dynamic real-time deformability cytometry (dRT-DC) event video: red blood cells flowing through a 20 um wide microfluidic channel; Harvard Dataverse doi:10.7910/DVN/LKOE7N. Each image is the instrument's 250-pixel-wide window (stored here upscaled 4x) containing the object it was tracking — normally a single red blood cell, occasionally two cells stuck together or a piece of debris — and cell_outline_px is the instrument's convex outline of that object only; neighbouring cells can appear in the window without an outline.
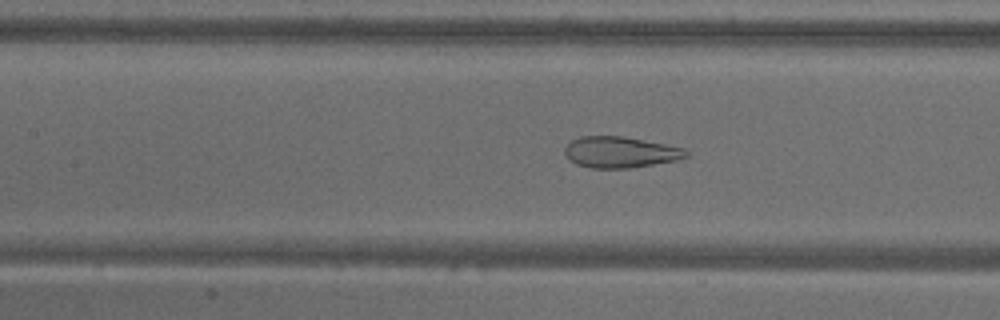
{"species": "common noctule bat (a hibernating species)", "species_latin": "Nyctalus noctula", "temperature_condition": "warm", "stored_images_in_passage": 53, "camera_frame_rate_fps": 3000, "um_per_image_px": 0.085, "animal": {"sex": "male", "body_mass_g": 18.8}, "frame": {"image": 1, "passage_image": 24, "time_ms": 7.667, "image_size_px": [1000, 320], "cell_outline_px": [[688, 156], [676, 160], [628, 168], [592, 168], [576, 164], [564, 152], [564, 148], [572, 140], [580, 136], [620, 136], [664, 144], [684, 148], [688, 152]], "centroid_in_image_um": [52.71, 12.93], "position_along_channel_um": 154.7, "area_um2": 21.62}}
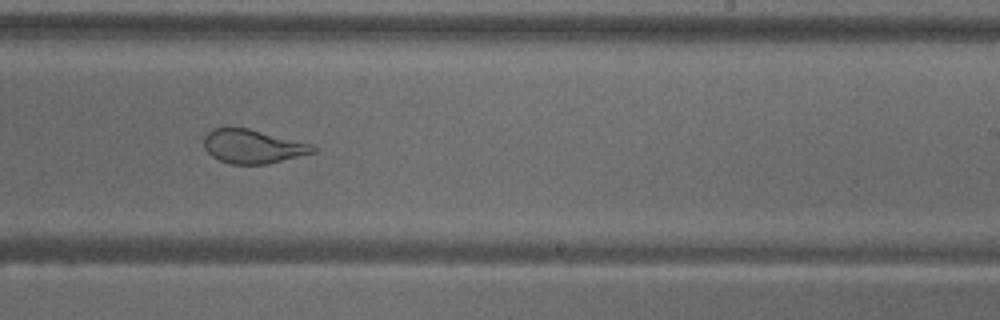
{"frame": {"image": 2, "passage_image": 33, "time_ms": 10.667, "image_size_px": [1000, 320], "cell_outline_px": [[316, 152], [268, 164], [228, 164], [212, 156], [204, 148], [204, 136], [212, 128], [248, 128], [312, 144], [316, 148]], "centroid_in_image_um": [21.48, 12.45], "position_along_channel_um": 267.5, "area_um2": 21.44}}
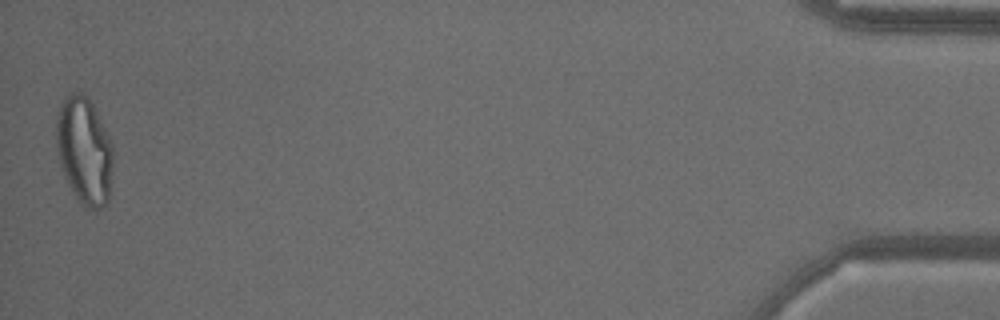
{"frame": {"image": 3, "passage_image": 53, "time_ms": 17.333, "image_size_px": [1000, 320], "cell_outline_px": [[112, 164], [108, 200], [100, 208], [88, 208], [80, 204], [72, 192], [64, 176], [60, 164], [56, 144], [56, 116], [60, 104], [68, 96], [76, 92], [84, 92], [88, 96], [112, 144]], "centroid_in_image_um": [7.14, 12.8], "position_along_channel_um": 428.1, "area_um2": 35.2}}